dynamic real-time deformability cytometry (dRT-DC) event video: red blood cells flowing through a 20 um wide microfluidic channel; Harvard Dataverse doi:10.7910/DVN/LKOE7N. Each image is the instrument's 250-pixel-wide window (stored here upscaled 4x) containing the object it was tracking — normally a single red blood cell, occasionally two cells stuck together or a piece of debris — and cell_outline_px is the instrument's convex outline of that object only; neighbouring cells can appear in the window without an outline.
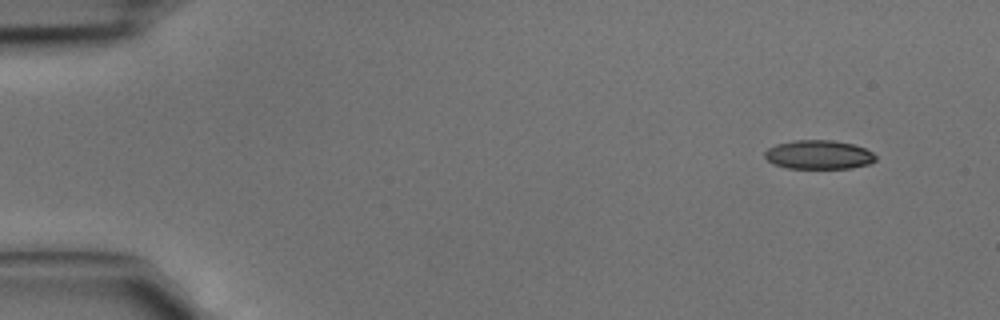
{"species": "common noctule bat (a hibernating species)", "species_latin": "Nyctalus noctula", "temperature_condition": "cold", "stored_images_in_passage": 3, "camera_frame_rate_fps": 3000, "um_per_image_px": 0.085, "animal": {"sex": "male", "body_mass_g": 15.6}, "frame": {"image": 1, "passage_image": 1, "time_ms": 0.0, "image_size_px": [1000, 320], "cell_outline_px": [[876, 160], [868, 164], [852, 168], [788, 168], [772, 164], [764, 156], [764, 152], [768, 148], [776, 144], [792, 140], [832, 140], [852, 144], [864, 148], [872, 152], [876, 156]], "centroid_in_image_um": [69.57, 13.15], "position_along_channel_um": 15.4, "area_um2": 18.73}}
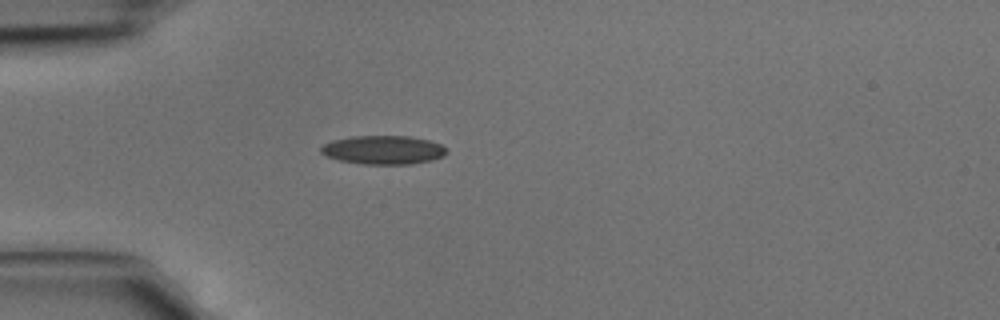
{"frame": {"image": 2, "passage_image": 3, "time_ms": 0.667, "image_size_px": [1000, 320], "cell_outline_px": [[448, 152], [444, 156], [432, 160], [408, 164], [364, 164], [340, 160], [324, 156], [320, 152], [320, 148], [324, 144], [332, 140], [352, 136], [408, 136], [428, 140], [440, 144]], "centroid_in_image_um": [32.55, 12.74], "position_along_channel_um": 52.4, "area_um2": 20.98}}